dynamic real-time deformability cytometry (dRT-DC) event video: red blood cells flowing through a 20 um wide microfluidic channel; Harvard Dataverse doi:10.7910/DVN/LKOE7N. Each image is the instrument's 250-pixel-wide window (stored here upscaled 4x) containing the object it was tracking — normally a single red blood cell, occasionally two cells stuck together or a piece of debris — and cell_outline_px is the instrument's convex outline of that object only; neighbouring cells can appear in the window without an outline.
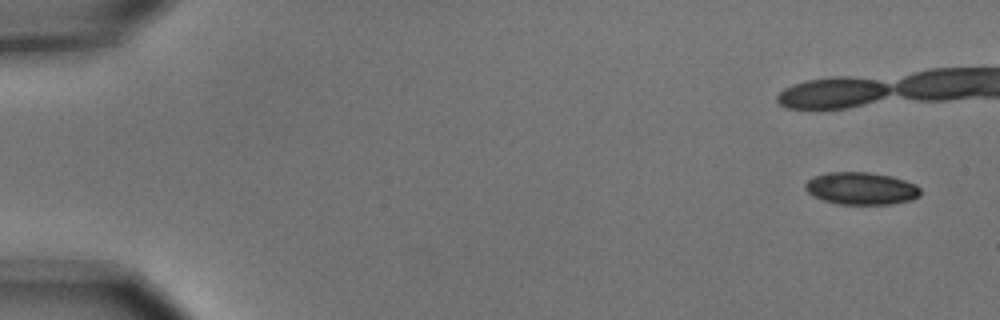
{"species": "common noctule bat (a hibernating species)", "species_latin": "Nyctalus noctula", "temperature_condition": "cold", "stored_images_in_passage": 6, "camera_frame_rate_fps": 3000, "um_per_image_px": 0.085, "animal": {"sex": "male", "body_mass_g": 15.6}, "frame": {"image": 1, "passage_image": 1, "time_ms": 0.0, "image_size_px": [1000, 320], "cell_outline_px": [[920, 196], [912, 200], [892, 204], [840, 204], [824, 200], [812, 196], [804, 188], [804, 184], [812, 176], [828, 172], [868, 172], [892, 176], [916, 184], [920, 188]], "centroid_in_image_um": [73.2, 16.01], "position_along_channel_um": 11.8, "area_um2": 21.91}}